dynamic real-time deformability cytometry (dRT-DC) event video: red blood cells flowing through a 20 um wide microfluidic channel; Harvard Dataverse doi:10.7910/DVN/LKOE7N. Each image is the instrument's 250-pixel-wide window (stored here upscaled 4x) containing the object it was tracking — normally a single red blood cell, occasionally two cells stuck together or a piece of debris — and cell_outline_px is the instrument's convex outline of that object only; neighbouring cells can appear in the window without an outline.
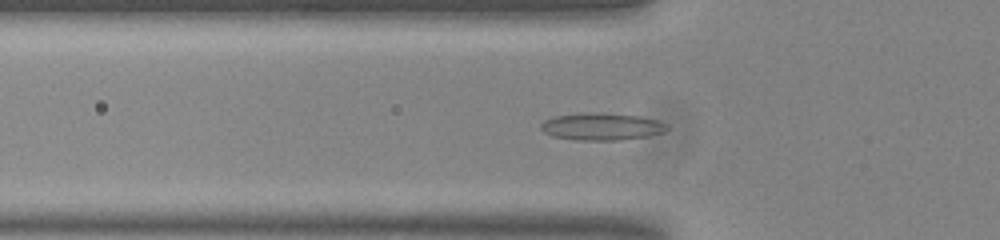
{"species": "common noctule bat (a hibernating species)", "species_latin": "Nyctalus noctula", "temperature_condition": "room temperature", "stored_images_in_passage": 41, "camera_frame_rate_fps": 3000, "um_per_image_px": 0.085, "animal": {"sex": "male", "body_mass_g": 20.0, "forearm_length_mm": 53.3}, "frame": {"image": 1, "passage_image": 5, "time_ms": 1.333, "image_size_px": [1000, 240], "cell_outline_px": [[668, 128], [664, 132], [648, 136], [620, 140], [576, 140], [552, 136], [544, 132], [540, 128], [540, 124], [544, 120], [556, 116], [588, 112], [596, 112], [640, 116], [656, 120], [668, 124]], "centroid_in_image_um": [51.14, 10.76], "position_along_channel_um": 74.7, "area_um2": 20.06}}
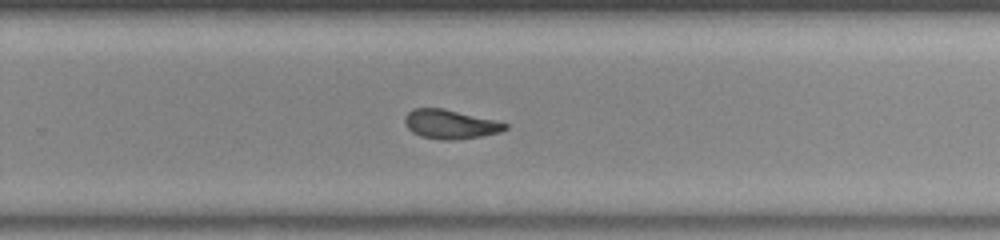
{"frame": {"image": 2, "passage_image": 22, "time_ms": 7.0, "image_size_px": [1000, 240], "cell_outline_px": [[508, 128], [500, 132], [480, 136], [452, 140], [440, 140], [420, 136], [412, 132], [408, 128], [404, 120], [404, 116], [412, 108], [444, 108], [496, 120], [508, 124]], "centroid_in_image_um": [38.26, 10.55], "position_along_channel_um": 291.5, "area_um2": 17.11}}
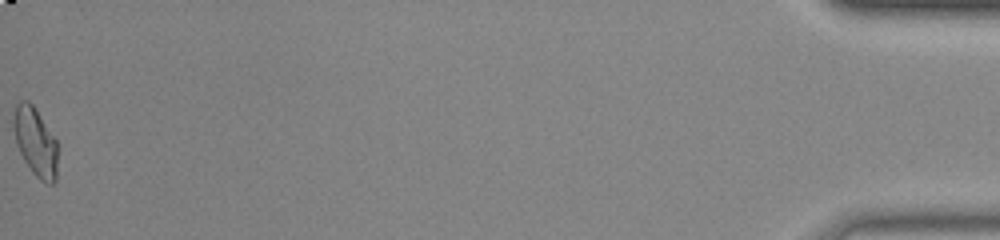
{"frame": {"image": 3, "passage_image": 41, "time_ms": 13.333, "image_size_px": [1000, 240], "cell_outline_px": [[56, 180], [52, 184], [48, 184], [40, 180], [32, 172], [24, 160], [16, 144], [12, 128], [12, 116], [16, 104], [20, 100], [28, 100], [32, 104], [56, 140]], "centroid_in_image_um": [2.96, 12.04], "position_along_channel_um": 432.2, "area_um2": 17.57}, "authors_computed_cell_mechanics": {"area_um2": 17.3978, "velocity_mm_per_s": 3.8198, "shape_relaxation_time_tau1_ms": 7.3877, "shape_relaxation_time_tau2_ms": 1.9185, "deformation_change_tau1": 0.1815, "deformation_change_tau2": 0.0874}}